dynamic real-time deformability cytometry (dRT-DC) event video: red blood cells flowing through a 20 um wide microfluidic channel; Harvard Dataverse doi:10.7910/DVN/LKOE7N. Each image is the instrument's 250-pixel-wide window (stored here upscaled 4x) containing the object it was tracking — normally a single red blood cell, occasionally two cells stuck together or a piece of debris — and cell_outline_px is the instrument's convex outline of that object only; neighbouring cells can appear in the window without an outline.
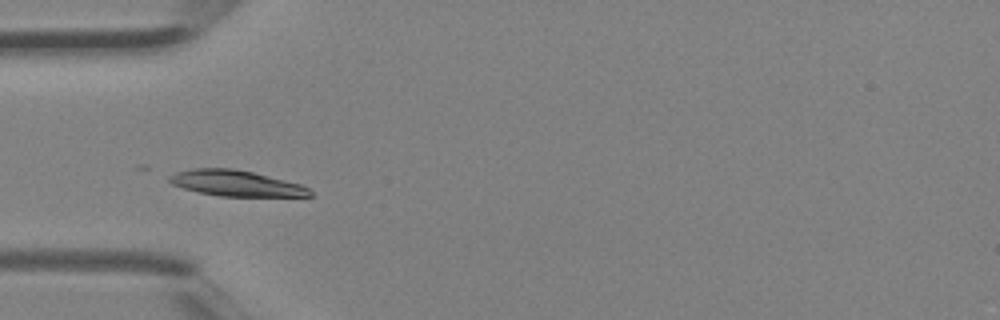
{"species": "Egyptian fruit bat (a non-hibernating species)", "species_latin": "Rousettus aegyptiacus", "temperature_condition": "room temperature", "stored_images_in_passage": 4, "camera_frame_rate_fps": 3000, "um_per_image_px": 0.085, "animal": {"sex": "female"}, "frame": {"image": 1, "passage_image": 3, "time_ms": 0.667, "image_size_px": [1000, 320], "cell_outline_px": [[312, 196], [220, 196], [200, 192], [184, 188], [172, 184], [168, 180], [168, 176], [176, 172], [192, 168], [232, 168], [252, 172], [300, 184], [308, 188], [312, 192]], "centroid_in_image_um": [20.03, 15.57], "position_along_channel_um": 65.0, "area_um2": 20.87}}
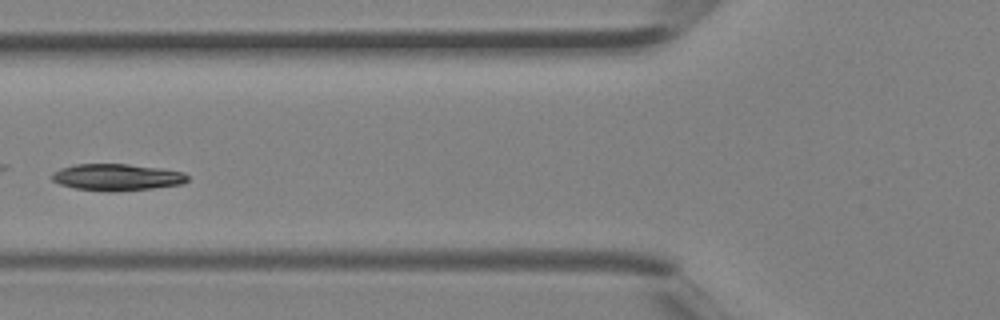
{"frame": {"image": 2, "passage_image": 4, "time_ms": 1.0, "image_size_px": [1000, 320], "cell_outline_px": [[188, 180], [184, 184], [152, 188], [112, 192], [108, 192], [76, 188], [60, 184], [52, 180], [52, 172], [60, 168], [76, 164], [128, 164], [160, 168], [184, 172], [188, 176]], "centroid_in_image_um": [9.95, 15.06], "position_along_channel_um": 115.9, "area_um2": 21.15}}